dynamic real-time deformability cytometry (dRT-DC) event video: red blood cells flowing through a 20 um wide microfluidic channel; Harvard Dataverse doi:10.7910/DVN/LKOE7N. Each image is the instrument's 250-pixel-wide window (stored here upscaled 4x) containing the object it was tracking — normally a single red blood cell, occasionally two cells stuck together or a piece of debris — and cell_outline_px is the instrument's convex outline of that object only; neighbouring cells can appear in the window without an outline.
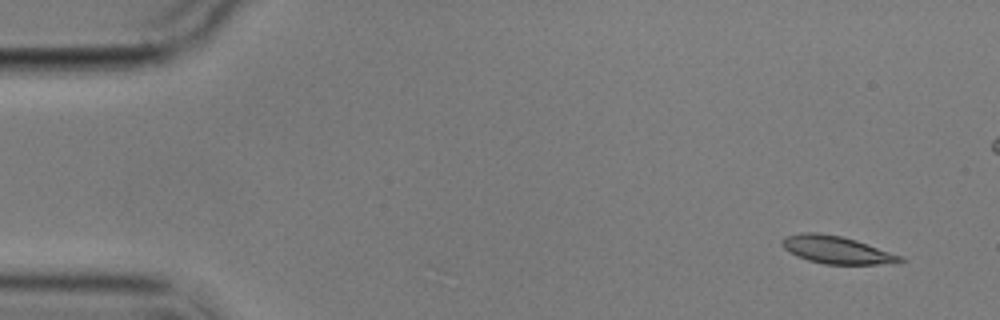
{"species": "common noctule bat (a hibernating species)", "species_latin": "Nyctalus noctula", "temperature_condition": "cold", "stored_images_in_passage": 6, "camera_frame_rate_fps": 3000, "um_per_image_px": 0.085, "animal": {"sex": "male", "body_mass_g": 17.9}, "frame": {"image": 1, "passage_image": 1, "time_ms": 0.0, "image_size_px": [1000, 320], "cell_outline_px": [[904, 260], [896, 264], [824, 264], [808, 260], [796, 256], [784, 248], [780, 244], [780, 240], [784, 236], [800, 232], [820, 232], [840, 236], [856, 240], [900, 256]], "centroid_in_image_um": [71.04, 21.23], "position_along_channel_um": 14.0, "area_um2": 19.02}}
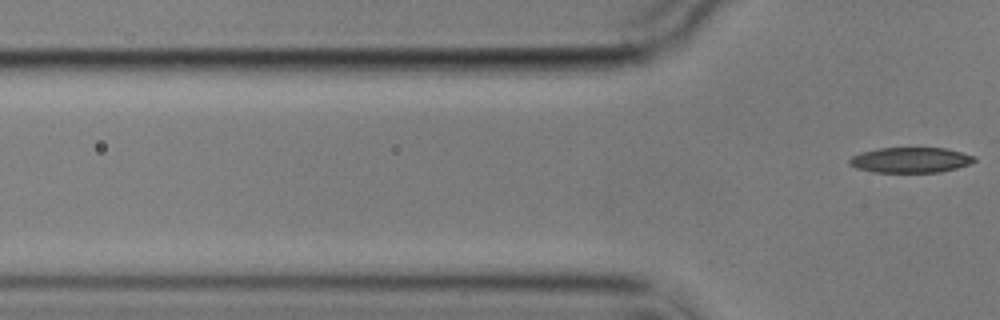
{"frame": {"image": 2, "passage_image": 6, "time_ms": 6.667, "image_size_px": [1000, 320], "cell_outline_px": [[976, 160], [968, 164], [956, 168], [940, 172], [872, 172], [856, 168], [848, 164], [848, 160], [852, 156], [860, 152], [880, 148], [944, 148], [976, 156]], "centroid_in_image_um": [77.35, 13.6], "position_along_channel_um": 48.4, "area_um2": 18.44}}